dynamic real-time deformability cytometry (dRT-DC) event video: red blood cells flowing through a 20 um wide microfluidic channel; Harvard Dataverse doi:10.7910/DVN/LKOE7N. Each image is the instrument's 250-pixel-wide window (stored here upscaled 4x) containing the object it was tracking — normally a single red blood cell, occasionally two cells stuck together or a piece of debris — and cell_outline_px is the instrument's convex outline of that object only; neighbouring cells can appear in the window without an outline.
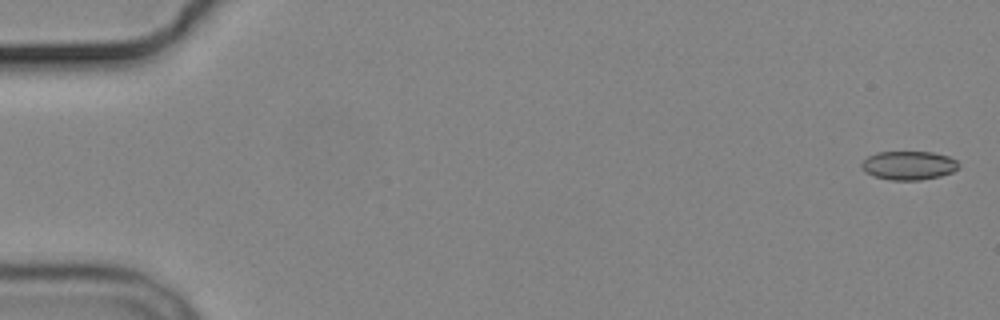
{"species": "common noctule bat (a hibernating species)", "species_latin": "Nyctalus noctula", "temperature_condition": "cold", "stored_images_in_passage": 11, "camera_frame_rate_fps": 3000, "um_per_image_px": 0.085, "animal": {"sex": "male", "body_mass_g": 19.2, "forearm_length_mm": 51.8}, "frame": {"image": 1, "passage_image": 1, "time_ms": 0.0, "image_size_px": [1000, 320], "cell_outline_px": [[960, 168], [952, 172], [940, 176], [920, 180], [888, 180], [872, 176], [864, 172], [860, 164], [868, 156], [876, 152], [932, 152], [948, 156], [956, 160], [960, 164]], "centroid_in_image_um": [77.23, 14.07], "position_along_channel_um": 7.8, "area_um2": 16.47}}
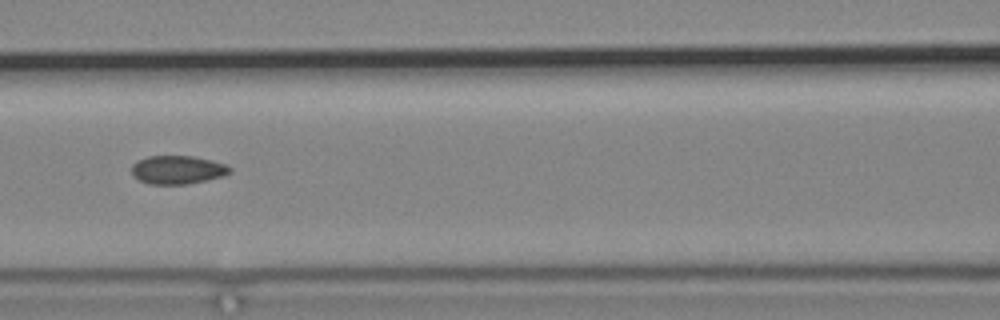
{"frame": {"image": 2, "passage_image": 7, "time_ms": 8.0, "image_size_px": [1000, 320], "cell_outline_px": [[232, 172], [224, 176], [188, 184], [148, 184], [132, 176], [132, 164], [136, 160], [148, 156], [192, 156], [212, 160], [224, 164], [232, 168]], "centroid_in_image_um": [15.09, 14.43], "position_along_channel_um": 151.5, "area_um2": 16.42}}
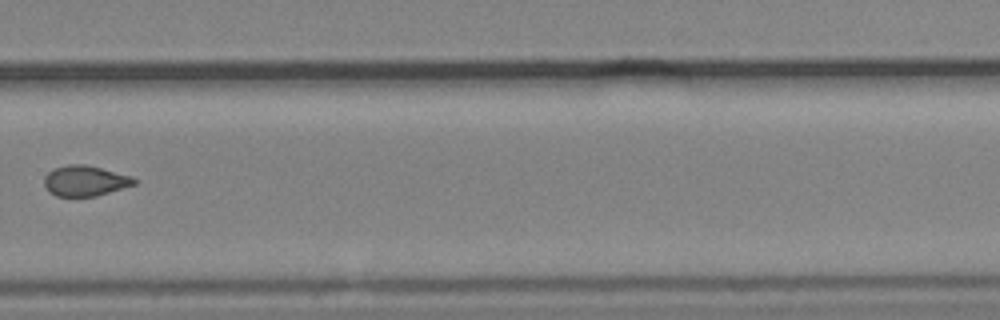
{"frame": {"image": 3, "passage_image": 11, "time_ms": 12.667, "image_size_px": [1000, 320], "cell_outline_px": [[136, 184], [96, 196], [56, 196], [48, 192], [44, 184], [44, 176], [48, 172], [56, 168], [68, 164], [84, 164], [132, 176], [136, 180]], "centroid_in_image_um": [7.21, 15.37], "position_along_channel_um": 322.6, "area_um2": 15.9}}